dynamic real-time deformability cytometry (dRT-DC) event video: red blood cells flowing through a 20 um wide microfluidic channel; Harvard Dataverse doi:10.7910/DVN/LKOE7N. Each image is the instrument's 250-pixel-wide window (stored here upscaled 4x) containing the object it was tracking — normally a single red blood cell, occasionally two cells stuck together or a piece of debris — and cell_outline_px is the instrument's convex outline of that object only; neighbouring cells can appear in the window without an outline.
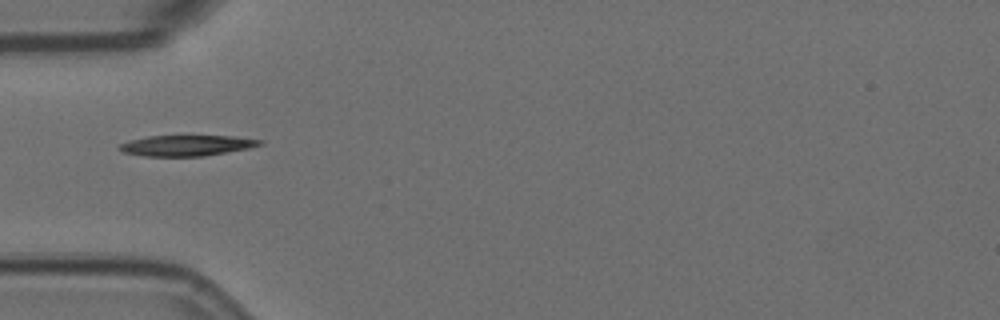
{"species": "Egyptian fruit bat (a non-hibernating species)", "species_latin": "Rousettus aegyptiacus", "temperature_condition": "room temperature", "stored_images_in_passage": 11, "camera_frame_rate_fps": 3000, "um_per_image_px": 0.085, "animal": {"sex": "female"}, "frame": {"image": 1, "passage_image": 1, "time_ms": 0.0, "image_size_px": [1000, 320], "cell_outline_px": [[264, 144], [248, 148], [204, 156], [144, 156], [124, 152], [116, 148], [120, 144], [132, 140], [148, 136], [236, 136], [264, 140]], "centroid_in_image_um": [15.9, 12.36], "position_along_channel_um": 69.1, "area_um2": 16.88}}
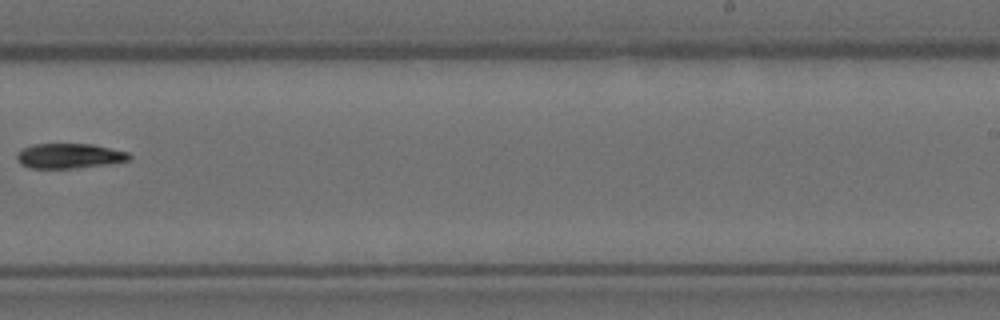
{"frame": {"image": 2, "passage_image": 6, "time_ms": 1.667, "image_size_px": [1000, 320], "cell_outline_px": [[132, 160], [108, 164], [72, 168], [32, 168], [20, 164], [16, 160], [16, 156], [24, 148], [32, 144], [92, 144], [128, 152], [132, 156]], "centroid_in_image_um": [5.92, 13.25], "position_along_channel_um": 283.1, "area_um2": 16.3}}
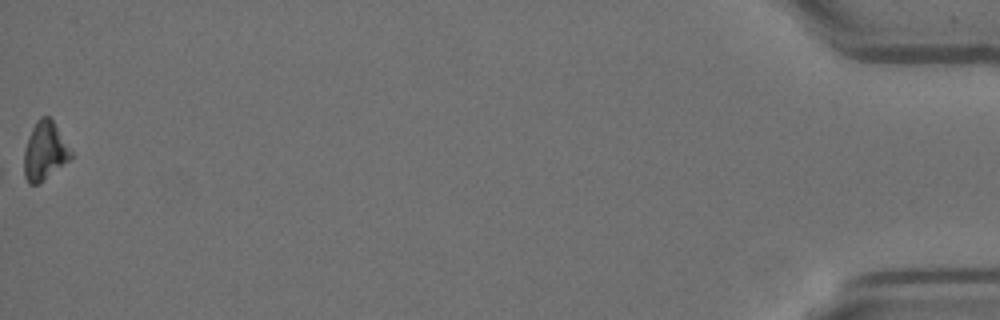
{"frame": {"image": 3, "passage_image": 11, "time_ms": 3.333, "image_size_px": [1000, 320], "cell_outline_px": [[72, 156], [68, 160], [36, 184], [28, 184], [24, 176], [24, 148], [32, 128], [36, 120], [40, 116], [48, 116], [52, 120], [72, 152]], "centroid_in_image_um": [3.76, 12.81], "position_along_channel_um": 431.4, "area_um2": 15.43}}